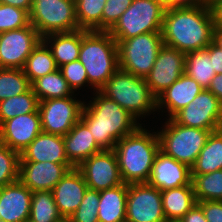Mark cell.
<instances>
[{
	"label": "cell",
	"instance_id": "obj_1",
	"mask_svg": "<svg viewBox=\"0 0 222 222\" xmlns=\"http://www.w3.org/2000/svg\"><path fill=\"white\" fill-rule=\"evenodd\" d=\"M214 28L211 5L168 9L161 29L163 44L185 54L205 49L213 41Z\"/></svg>",
	"mask_w": 222,
	"mask_h": 222
},
{
	"label": "cell",
	"instance_id": "obj_2",
	"mask_svg": "<svg viewBox=\"0 0 222 222\" xmlns=\"http://www.w3.org/2000/svg\"><path fill=\"white\" fill-rule=\"evenodd\" d=\"M94 100L84 104L81 120L88 126L103 150H113L117 141L134 132L140 125L137 119L118 103L96 91Z\"/></svg>",
	"mask_w": 222,
	"mask_h": 222
},
{
	"label": "cell",
	"instance_id": "obj_3",
	"mask_svg": "<svg viewBox=\"0 0 222 222\" xmlns=\"http://www.w3.org/2000/svg\"><path fill=\"white\" fill-rule=\"evenodd\" d=\"M147 131L139 126L115 144L113 150L125 184L147 183L149 180L160 141L156 132Z\"/></svg>",
	"mask_w": 222,
	"mask_h": 222
},
{
	"label": "cell",
	"instance_id": "obj_4",
	"mask_svg": "<svg viewBox=\"0 0 222 222\" xmlns=\"http://www.w3.org/2000/svg\"><path fill=\"white\" fill-rule=\"evenodd\" d=\"M78 60L86 69L88 84L99 91L119 69L117 42L108 31L81 29Z\"/></svg>",
	"mask_w": 222,
	"mask_h": 222
},
{
	"label": "cell",
	"instance_id": "obj_5",
	"mask_svg": "<svg viewBox=\"0 0 222 222\" xmlns=\"http://www.w3.org/2000/svg\"><path fill=\"white\" fill-rule=\"evenodd\" d=\"M107 98L118 103L136 119L157 111V97L144 78L118 69L99 90Z\"/></svg>",
	"mask_w": 222,
	"mask_h": 222
},
{
	"label": "cell",
	"instance_id": "obj_6",
	"mask_svg": "<svg viewBox=\"0 0 222 222\" xmlns=\"http://www.w3.org/2000/svg\"><path fill=\"white\" fill-rule=\"evenodd\" d=\"M163 127L165 128L157 132L160 150L189 168L193 166L208 136L213 132L180 125L173 118H169Z\"/></svg>",
	"mask_w": 222,
	"mask_h": 222
},
{
	"label": "cell",
	"instance_id": "obj_7",
	"mask_svg": "<svg viewBox=\"0 0 222 222\" xmlns=\"http://www.w3.org/2000/svg\"><path fill=\"white\" fill-rule=\"evenodd\" d=\"M114 40L117 42L119 69L144 79L150 73L157 54L164 45L161 32Z\"/></svg>",
	"mask_w": 222,
	"mask_h": 222
},
{
	"label": "cell",
	"instance_id": "obj_8",
	"mask_svg": "<svg viewBox=\"0 0 222 222\" xmlns=\"http://www.w3.org/2000/svg\"><path fill=\"white\" fill-rule=\"evenodd\" d=\"M165 8L161 0H133L116 24L108 31L114 39L161 32Z\"/></svg>",
	"mask_w": 222,
	"mask_h": 222
},
{
	"label": "cell",
	"instance_id": "obj_9",
	"mask_svg": "<svg viewBox=\"0 0 222 222\" xmlns=\"http://www.w3.org/2000/svg\"><path fill=\"white\" fill-rule=\"evenodd\" d=\"M29 20L42 38L53 33L80 30L75 0H32Z\"/></svg>",
	"mask_w": 222,
	"mask_h": 222
},
{
	"label": "cell",
	"instance_id": "obj_10",
	"mask_svg": "<svg viewBox=\"0 0 222 222\" xmlns=\"http://www.w3.org/2000/svg\"><path fill=\"white\" fill-rule=\"evenodd\" d=\"M84 104L74 96L39 101L42 132L65 136L81 119Z\"/></svg>",
	"mask_w": 222,
	"mask_h": 222
},
{
	"label": "cell",
	"instance_id": "obj_11",
	"mask_svg": "<svg viewBox=\"0 0 222 222\" xmlns=\"http://www.w3.org/2000/svg\"><path fill=\"white\" fill-rule=\"evenodd\" d=\"M172 118L186 127L218 131L222 129V103L211 91L203 89Z\"/></svg>",
	"mask_w": 222,
	"mask_h": 222
},
{
	"label": "cell",
	"instance_id": "obj_12",
	"mask_svg": "<svg viewBox=\"0 0 222 222\" xmlns=\"http://www.w3.org/2000/svg\"><path fill=\"white\" fill-rule=\"evenodd\" d=\"M161 191L148 183L127 184L126 220L163 222Z\"/></svg>",
	"mask_w": 222,
	"mask_h": 222
},
{
	"label": "cell",
	"instance_id": "obj_13",
	"mask_svg": "<svg viewBox=\"0 0 222 222\" xmlns=\"http://www.w3.org/2000/svg\"><path fill=\"white\" fill-rule=\"evenodd\" d=\"M42 40L29 24L17 30L0 33V68L22 69L28 56Z\"/></svg>",
	"mask_w": 222,
	"mask_h": 222
},
{
	"label": "cell",
	"instance_id": "obj_14",
	"mask_svg": "<svg viewBox=\"0 0 222 222\" xmlns=\"http://www.w3.org/2000/svg\"><path fill=\"white\" fill-rule=\"evenodd\" d=\"M77 168L83 174L89 189L100 192L124 183L114 150H103L94 154Z\"/></svg>",
	"mask_w": 222,
	"mask_h": 222
},
{
	"label": "cell",
	"instance_id": "obj_15",
	"mask_svg": "<svg viewBox=\"0 0 222 222\" xmlns=\"http://www.w3.org/2000/svg\"><path fill=\"white\" fill-rule=\"evenodd\" d=\"M186 54L163 45L154 65L145 78L152 93L158 97L185 72Z\"/></svg>",
	"mask_w": 222,
	"mask_h": 222
},
{
	"label": "cell",
	"instance_id": "obj_16",
	"mask_svg": "<svg viewBox=\"0 0 222 222\" xmlns=\"http://www.w3.org/2000/svg\"><path fill=\"white\" fill-rule=\"evenodd\" d=\"M73 164L19 161V180L32 192L52 191Z\"/></svg>",
	"mask_w": 222,
	"mask_h": 222
},
{
	"label": "cell",
	"instance_id": "obj_17",
	"mask_svg": "<svg viewBox=\"0 0 222 222\" xmlns=\"http://www.w3.org/2000/svg\"><path fill=\"white\" fill-rule=\"evenodd\" d=\"M42 132L39 110L16 116L0 125V143L19 154Z\"/></svg>",
	"mask_w": 222,
	"mask_h": 222
},
{
	"label": "cell",
	"instance_id": "obj_18",
	"mask_svg": "<svg viewBox=\"0 0 222 222\" xmlns=\"http://www.w3.org/2000/svg\"><path fill=\"white\" fill-rule=\"evenodd\" d=\"M191 180V168L159 150L154 158L147 183L164 191L189 185Z\"/></svg>",
	"mask_w": 222,
	"mask_h": 222
},
{
	"label": "cell",
	"instance_id": "obj_19",
	"mask_svg": "<svg viewBox=\"0 0 222 222\" xmlns=\"http://www.w3.org/2000/svg\"><path fill=\"white\" fill-rule=\"evenodd\" d=\"M88 186L81 171L74 167L55 185L52 194L64 220L77 210Z\"/></svg>",
	"mask_w": 222,
	"mask_h": 222
},
{
	"label": "cell",
	"instance_id": "obj_20",
	"mask_svg": "<svg viewBox=\"0 0 222 222\" xmlns=\"http://www.w3.org/2000/svg\"><path fill=\"white\" fill-rule=\"evenodd\" d=\"M32 194L20 180L0 188V219L5 222L29 219Z\"/></svg>",
	"mask_w": 222,
	"mask_h": 222
},
{
	"label": "cell",
	"instance_id": "obj_21",
	"mask_svg": "<svg viewBox=\"0 0 222 222\" xmlns=\"http://www.w3.org/2000/svg\"><path fill=\"white\" fill-rule=\"evenodd\" d=\"M20 161L72 164L66 155L63 136L41 132L20 153Z\"/></svg>",
	"mask_w": 222,
	"mask_h": 222
},
{
	"label": "cell",
	"instance_id": "obj_22",
	"mask_svg": "<svg viewBox=\"0 0 222 222\" xmlns=\"http://www.w3.org/2000/svg\"><path fill=\"white\" fill-rule=\"evenodd\" d=\"M204 88L185 73L157 97V110L163 107L172 118L186 107Z\"/></svg>",
	"mask_w": 222,
	"mask_h": 222
},
{
	"label": "cell",
	"instance_id": "obj_23",
	"mask_svg": "<svg viewBox=\"0 0 222 222\" xmlns=\"http://www.w3.org/2000/svg\"><path fill=\"white\" fill-rule=\"evenodd\" d=\"M63 141L68 160L75 167L92 155L103 151L81 119L63 136Z\"/></svg>",
	"mask_w": 222,
	"mask_h": 222
},
{
	"label": "cell",
	"instance_id": "obj_24",
	"mask_svg": "<svg viewBox=\"0 0 222 222\" xmlns=\"http://www.w3.org/2000/svg\"><path fill=\"white\" fill-rule=\"evenodd\" d=\"M42 40L49 45L56 66L68 64L79 58L81 47V29L67 33H53L46 35Z\"/></svg>",
	"mask_w": 222,
	"mask_h": 222
},
{
	"label": "cell",
	"instance_id": "obj_25",
	"mask_svg": "<svg viewBox=\"0 0 222 222\" xmlns=\"http://www.w3.org/2000/svg\"><path fill=\"white\" fill-rule=\"evenodd\" d=\"M127 184L100 191L99 222H123L126 220Z\"/></svg>",
	"mask_w": 222,
	"mask_h": 222
},
{
	"label": "cell",
	"instance_id": "obj_26",
	"mask_svg": "<svg viewBox=\"0 0 222 222\" xmlns=\"http://www.w3.org/2000/svg\"><path fill=\"white\" fill-rule=\"evenodd\" d=\"M161 195L165 218L181 219L197 204L192 182L189 185L161 191Z\"/></svg>",
	"mask_w": 222,
	"mask_h": 222
},
{
	"label": "cell",
	"instance_id": "obj_27",
	"mask_svg": "<svg viewBox=\"0 0 222 222\" xmlns=\"http://www.w3.org/2000/svg\"><path fill=\"white\" fill-rule=\"evenodd\" d=\"M222 169V129L211 132L191 167V175H203Z\"/></svg>",
	"mask_w": 222,
	"mask_h": 222
},
{
	"label": "cell",
	"instance_id": "obj_28",
	"mask_svg": "<svg viewBox=\"0 0 222 222\" xmlns=\"http://www.w3.org/2000/svg\"><path fill=\"white\" fill-rule=\"evenodd\" d=\"M31 88L39 101L74 95L59 68L52 73L34 80L31 83Z\"/></svg>",
	"mask_w": 222,
	"mask_h": 222
},
{
	"label": "cell",
	"instance_id": "obj_29",
	"mask_svg": "<svg viewBox=\"0 0 222 222\" xmlns=\"http://www.w3.org/2000/svg\"><path fill=\"white\" fill-rule=\"evenodd\" d=\"M57 69L52 52L43 40L34 48L22 68L30 83Z\"/></svg>",
	"mask_w": 222,
	"mask_h": 222
},
{
	"label": "cell",
	"instance_id": "obj_30",
	"mask_svg": "<svg viewBox=\"0 0 222 222\" xmlns=\"http://www.w3.org/2000/svg\"><path fill=\"white\" fill-rule=\"evenodd\" d=\"M184 73L196 80L204 89H208L211 80L216 75L208 53V46L205 49L186 53Z\"/></svg>",
	"mask_w": 222,
	"mask_h": 222
},
{
	"label": "cell",
	"instance_id": "obj_31",
	"mask_svg": "<svg viewBox=\"0 0 222 222\" xmlns=\"http://www.w3.org/2000/svg\"><path fill=\"white\" fill-rule=\"evenodd\" d=\"M29 219L33 222H62L52 191H35L32 194Z\"/></svg>",
	"mask_w": 222,
	"mask_h": 222
},
{
	"label": "cell",
	"instance_id": "obj_32",
	"mask_svg": "<svg viewBox=\"0 0 222 222\" xmlns=\"http://www.w3.org/2000/svg\"><path fill=\"white\" fill-rule=\"evenodd\" d=\"M39 100L32 88L23 94L0 101V125L11 118L36 112Z\"/></svg>",
	"mask_w": 222,
	"mask_h": 222
},
{
	"label": "cell",
	"instance_id": "obj_33",
	"mask_svg": "<svg viewBox=\"0 0 222 222\" xmlns=\"http://www.w3.org/2000/svg\"><path fill=\"white\" fill-rule=\"evenodd\" d=\"M107 0H75L78 26L88 31H102V12Z\"/></svg>",
	"mask_w": 222,
	"mask_h": 222
},
{
	"label": "cell",
	"instance_id": "obj_34",
	"mask_svg": "<svg viewBox=\"0 0 222 222\" xmlns=\"http://www.w3.org/2000/svg\"><path fill=\"white\" fill-rule=\"evenodd\" d=\"M191 178L197 202L222 201V169Z\"/></svg>",
	"mask_w": 222,
	"mask_h": 222
},
{
	"label": "cell",
	"instance_id": "obj_35",
	"mask_svg": "<svg viewBox=\"0 0 222 222\" xmlns=\"http://www.w3.org/2000/svg\"><path fill=\"white\" fill-rule=\"evenodd\" d=\"M31 88V83L22 69L0 68V101L14 97Z\"/></svg>",
	"mask_w": 222,
	"mask_h": 222
},
{
	"label": "cell",
	"instance_id": "obj_36",
	"mask_svg": "<svg viewBox=\"0 0 222 222\" xmlns=\"http://www.w3.org/2000/svg\"><path fill=\"white\" fill-rule=\"evenodd\" d=\"M20 154L0 143V188L19 180Z\"/></svg>",
	"mask_w": 222,
	"mask_h": 222
},
{
	"label": "cell",
	"instance_id": "obj_37",
	"mask_svg": "<svg viewBox=\"0 0 222 222\" xmlns=\"http://www.w3.org/2000/svg\"><path fill=\"white\" fill-rule=\"evenodd\" d=\"M100 200V192L89 189L84 193L77 210L69 217V222H99L98 207Z\"/></svg>",
	"mask_w": 222,
	"mask_h": 222
},
{
	"label": "cell",
	"instance_id": "obj_38",
	"mask_svg": "<svg viewBox=\"0 0 222 222\" xmlns=\"http://www.w3.org/2000/svg\"><path fill=\"white\" fill-rule=\"evenodd\" d=\"M29 24V13L27 11L0 3V33L21 29Z\"/></svg>",
	"mask_w": 222,
	"mask_h": 222
},
{
	"label": "cell",
	"instance_id": "obj_39",
	"mask_svg": "<svg viewBox=\"0 0 222 222\" xmlns=\"http://www.w3.org/2000/svg\"><path fill=\"white\" fill-rule=\"evenodd\" d=\"M133 0H107L102 12V31H109Z\"/></svg>",
	"mask_w": 222,
	"mask_h": 222
},
{
	"label": "cell",
	"instance_id": "obj_40",
	"mask_svg": "<svg viewBox=\"0 0 222 222\" xmlns=\"http://www.w3.org/2000/svg\"><path fill=\"white\" fill-rule=\"evenodd\" d=\"M59 69L73 92L88 83L86 69L79 60L62 65Z\"/></svg>",
	"mask_w": 222,
	"mask_h": 222
},
{
	"label": "cell",
	"instance_id": "obj_41",
	"mask_svg": "<svg viewBox=\"0 0 222 222\" xmlns=\"http://www.w3.org/2000/svg\"><path fill=\"white\" fill-rule=\"evenodd\" d=\"M208 222H222V201H199L197 202Z\"/></svg>",
	"mask_w": 222,
	"mask_h": 222
},
{
	"label": "cell",
	"instance_id": "obj_42",
	"mask_svg": "<svg viewBox=\"0 0 222 222\" xmlns=\"http://www.w3.org/2000/svg\"><path fill=\"white\" fill-rule=\"evenodd\" d=\"M165 10L172 8H192L208 5L204 0H162Z\"/></svg>",
	"mask_w": 222,
	"mask_h": 222
},
{
	"label": "cell",
	"instance_id": "obj_43",
	"mask_svg": "<svg viewBox=\"0 0 222 222\" xmlns=\"http://www.w3.org/2000/svg\"><path fill=\"white\" fill-rule=\"evenodd\" d=\"M208 53L216 74H222V49L213 41L208 45Z\"/></svg>",
	"mask_w": 222,
	"mask_h": 222
},
{
	"label": "cell",
	"instance_id": "obj_44",
	"mask_svg": "<svg viewBox=\"0 0 222 222\" xmlns=\"http://www.w3.org/2000/svg\"><path fill=\"white\" fill-rule=\"evenodd\" d=\"M181 219L183 222H208L198 203L195 204Z\"/></svg>",
	"mask_w": 222,
	"mask_h": 222
},
{
	"label": "cell",
	"instance_id": "obj_45",
	"mask_svg": "<svg viewBox=\"0 0 222 222\" xmlns=\"http://www.w3.org/2000/svg\"><path fill=\"white\" fill-rule=\"evenodd\" d=\"M208 90L211 91L222 103V74H216L213 77Z\"/></svg>",
	"mask_w": 222,
	"mask_h": 222
},
{
	"label": "cell",
	"instance_id": "obj_46",
	"mask_svg": "<svg viewBox=\"0 0 222 222\" xmlns=\"http://www.w3.org/2000/svg\"><path fill=\"white\" fill-rule=\"evenodd\" d=\"M215 27L222 29V0H216L212 5Z\"/></svg>",
	"mask_w": 222,
	"mask_h": 222
},
{
	"label": "cell",
	"instance_id": "obj_47",
	"mask_svg": "<svg viewBox=\"0 0 222 222\" xmlns=\"http://www.w3.org/2000/svg\"><path fill=\"white\" fill-rule=\"evenodd\" d=\"M0 3L21 8L29 13L32 0H0Z\"/></svg>",
	"mask_w": 222,
	"mask_h": 222
},
{
	"label": "cell",
	"instance_id": "obj_48",
	"mask_svg": "<svg viewBox=\"0 0 222 222\" xmlns=\"http://www.w3.org/2000/svg\"><path fill=\"white\" fill-rule=\"evenodd\" d=\"M213 42L222 49V29L218 27L214 28Z\"/></svg>",
	"mask_w": 222,
	"mask_h": 222
},
{
	"label": "cell",
	"instance_id": "obj_49",
	"mask_svg": "<svg viewBox=\"0 0 222 222\" xmlns=\"http://www.w3.org/2000/svg\"><path fill=\"white\" fill-rule=\"evenodd\" d=\"M163 222H183V220L178 218H166Z\"/></svg>",
	"mask_w": 222,
	"mask_h": 222
},
{
	"label": "cell",
	"instance_id": "obj_50",
	"mask_svg": "<svg viewBox=\"0 0 222 222\" xmlns=\"http://www.w3.org/2000/svg\"><path fill=\"white\" fill-rule=\"evenodd\" d=\"M208 5H212L216 0H204Z\"/></svg>",
	"mask_w": 222,
	"mask_h": 222
},
{
	"label": "cell",
	"instance_id": "obj_51",
	"mask_svg": "<svg viewBox=\"0 0 222 222\" xmlns=\"http://www.w3.org/2000/svg\"><path fill=\"white\" fill-rule=\"evenodd\" d=\"M25 222H33L32 220H30V219H27Z\"/></svg>",
	"mask_w": 222,
	"mask_h": 222
}]
</instances>
